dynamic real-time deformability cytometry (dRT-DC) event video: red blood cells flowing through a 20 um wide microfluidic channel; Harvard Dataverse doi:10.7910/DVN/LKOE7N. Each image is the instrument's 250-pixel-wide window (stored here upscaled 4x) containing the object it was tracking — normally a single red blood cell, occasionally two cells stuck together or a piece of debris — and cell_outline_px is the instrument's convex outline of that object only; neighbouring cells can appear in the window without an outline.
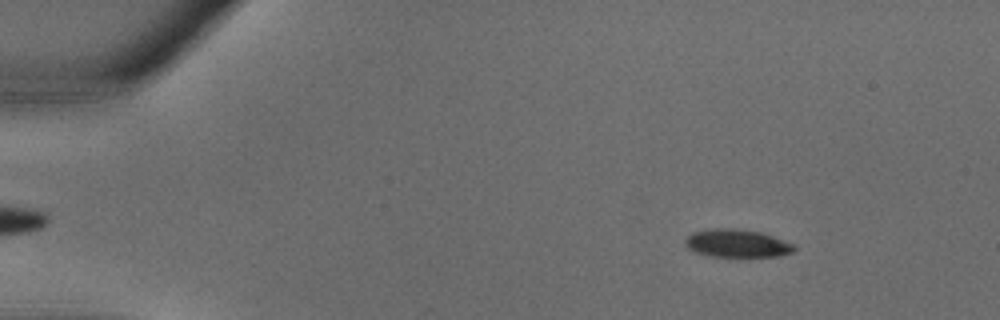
{"species": "common noctule bat (a hibernating species)", "species_latin": "Nyctalus noctula", "temperature_condition": "warm", "stored_images_in_passage": 34, "camera_frame_rate_fps": 3000, "um_per_image_px": 0.085, "animal": {"sex": "male", "body_mass_g": 18.8}, "frame": {"image": 1, "passage_image": 4, "time_ms": 1.0, "image_size_px": [1000, 320], "cell_outline_px": [[796, 248], [792, 252], [776, 256], [712, 256], [692, 252], [684, 244], [684, 240], [692, 232], [708, 228], [736, 228], [760, 232], [796, 244]], "centroid_in_image_um": [62.6, 20.67], "position_along_channel_um": 22.4, "area_um2": 17.86}}
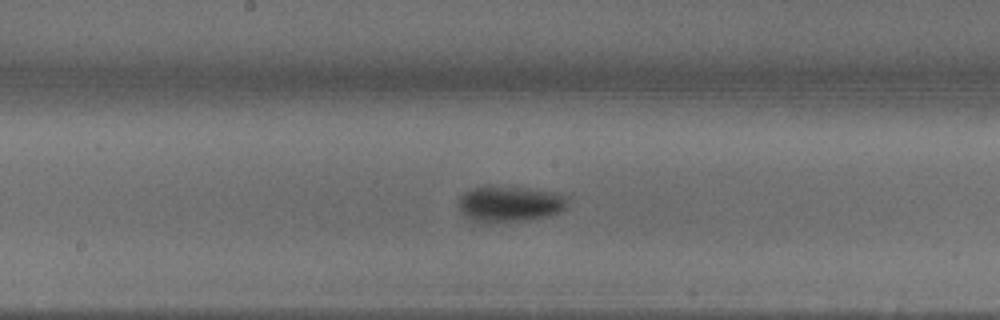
{"frame": {"image": 2, "passage_image": 18, "time_ms": 5.667, "image_size_px": [1000, 320], "cell_outline_px": [[572, 196], [568, 208], [560, 212], [548, 216], [524, 220], [488, 224], [468, 220], [464, 216], [460, 208], [460, 196], [464, 192], [472, 188], [488, 184], [492, 184], [556, 192]], "centroid_in_image_um": [43.37, 17.32], "position_along_channel_um": 204.8, "area_um2": 23.81}}
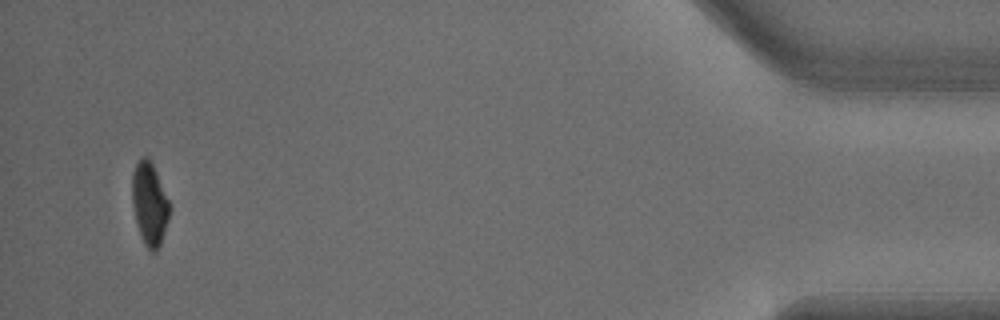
{"frame": {"image": 3, "passage_image": 33, "time_ms": 10.667, "image_size_px": [1000, 320], "cell_outline_px": [[172, 208], [160, 244], [156, 252], [152, 252], [144, 244], [136, 220], [132, 204], [132, 172], [136, 164], [144, 156], [148, 156], [152, 164]], "centroid_in_image_um": [12.72, 17.33], "position_along_channel_um": 422.5, "area_um2": 17.8}}